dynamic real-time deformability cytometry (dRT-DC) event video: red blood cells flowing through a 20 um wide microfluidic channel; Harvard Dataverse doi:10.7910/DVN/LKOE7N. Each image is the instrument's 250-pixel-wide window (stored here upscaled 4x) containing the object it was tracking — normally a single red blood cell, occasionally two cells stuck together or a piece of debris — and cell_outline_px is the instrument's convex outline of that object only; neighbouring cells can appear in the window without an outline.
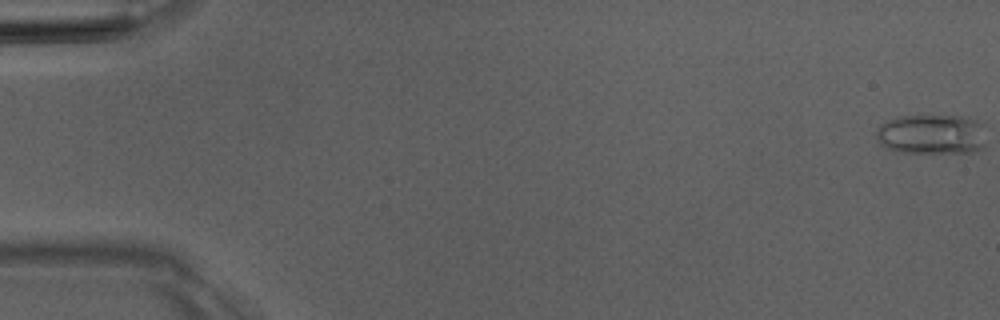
{"species": "Egyptian fruit bat (a non-hibernating species)", "species_latin": "Rousettus aegyptiacus", "temperature_condition": "room temperature", "stored_images_in_passage": 6, "camera_frame_rate_fps": 3000, "um_per_image_px": 0.085, "animal": {"sex": "male"}, "frame": {"image": 1, "passage_image": 1, "time_ms": 0.0, "image_size_px": [1000, 320], "cell_outline_px": [[984, 144], [980, 148], [972, 152], [896, 152], [880, 144], [876, 136], [876, 128], [880, 124], [896, 116], [924, 112], [960, 116], [976, 120], [980, 124]], "centroid_in_image_um": [79.09, 11.35], "position_along_channel_um": 5.9, "area_um2": 26.24}}